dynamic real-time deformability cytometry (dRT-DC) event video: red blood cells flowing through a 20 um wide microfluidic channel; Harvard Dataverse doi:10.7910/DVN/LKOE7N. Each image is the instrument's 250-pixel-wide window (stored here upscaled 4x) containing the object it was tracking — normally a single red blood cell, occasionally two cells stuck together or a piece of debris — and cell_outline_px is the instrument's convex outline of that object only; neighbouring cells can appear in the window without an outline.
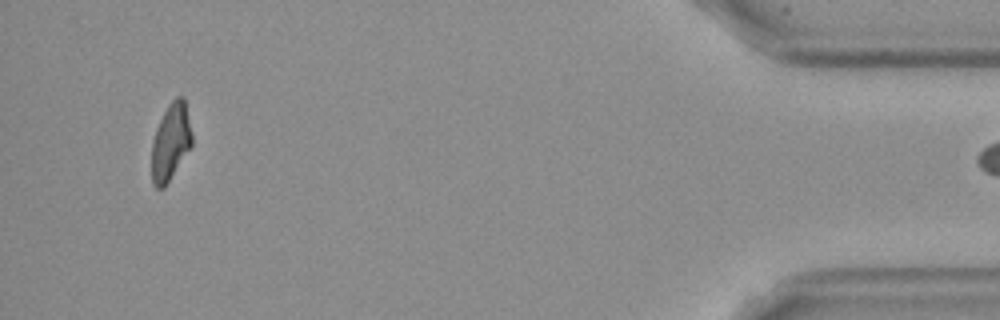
{"species": "Egyptian fruit bat (a non-hibernating species)", "species_latin": "Rousettus aegyptiacus", "temperature_condition": "cold", "stored_images_in_passage": 15, "camera_frame_rate_fps": 3000, "um_per_image_px": 0.085, "frame": {"image": 1, "passage_image": 15, "time_ms": 18.0, "image_size_px": [1000, 320], "cell_outline_px": [[192, 144], [164, 188], [156, 188], [152, 184], [152, 140], [156, 128], [168, 104], [176, 96], [184, 96], [192, 136]], "centroid_in_image_um": [14.49, 12.05], "position_along_channel_um": 420.7, "area_um2": 17.86}, "authors_computed_cell_mechanics": {"area_um2": 20.6346, "velocity_mm_per_s": 3.5533, "shape_relaxation_time_tau1_ms": 4.3808, "shape_relaxation_time_tau2_ms": null, "deformation_change_tau1": 0.1117, "deformation_change_tau2": null}}